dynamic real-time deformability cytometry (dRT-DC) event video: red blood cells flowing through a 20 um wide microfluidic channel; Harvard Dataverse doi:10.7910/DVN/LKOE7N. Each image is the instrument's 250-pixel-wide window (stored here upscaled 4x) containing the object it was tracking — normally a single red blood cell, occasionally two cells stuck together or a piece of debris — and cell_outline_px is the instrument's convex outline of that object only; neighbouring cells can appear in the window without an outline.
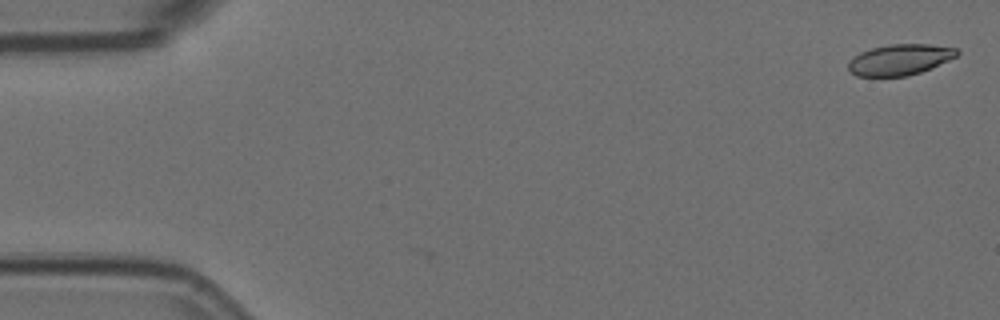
{"species": "Egyptian fruit bat (a non-hibernating species)", "species_latin": "Rousettus aegyptiacus", "temperature_condition": "room temperature", "stored_images_in_passage": 2, "camera_frame_rate_fps": 3000, "um_per_image_px": 0.085, "animal": {"sex": "female"}, "frame": {"image": 1, "passage_image": 2, "time_ms": 0.333, "image_size_px": [1000, 320], "cell_outline_px": [[960, 52], [956, 56], [948, 60], [920, 72], [908, 76], [856, 76], [848, 68], [848, 64], [852, 56], [860, 52], [872, 48], [888, 44], [928, 44], [956, 48]], "centroid_in_image_um": [76.45, 5.06], "position_along_channel_um": 8.5, "area_um2": 19.42}}